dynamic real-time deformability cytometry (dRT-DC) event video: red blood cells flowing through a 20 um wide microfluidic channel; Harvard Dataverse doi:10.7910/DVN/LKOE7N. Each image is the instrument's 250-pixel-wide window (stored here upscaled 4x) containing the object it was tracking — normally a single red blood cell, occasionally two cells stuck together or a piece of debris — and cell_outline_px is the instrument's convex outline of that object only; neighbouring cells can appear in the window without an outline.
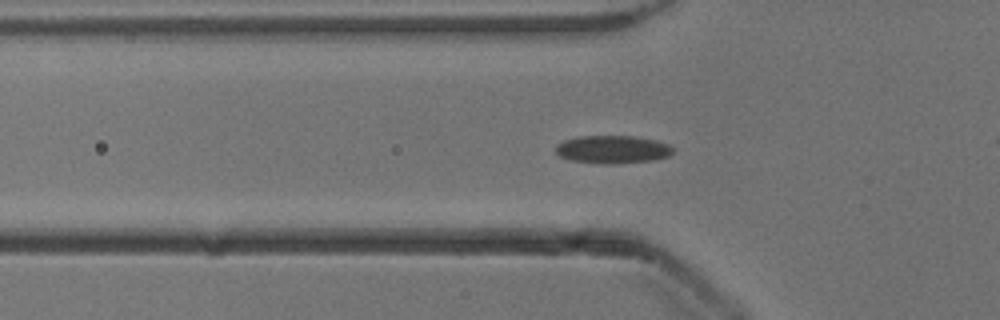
{"species": "common noctule bat (a hibernating species)", "species_latin": "Nyctalus noctula", "temperature_condition": "cold", "stored_images_in_passage": 42, "camera_frame_rate_fps": 3000, "um_per_image_px": 0.085, "animal": {"sex": "male", "body_mass_g": 13.3}, "frame": {"image": 1, "passage_image": 5, "time_ms": 1.333, "image_size_px": [1000, 320], "cell_outline_px": [[672, 152], [668, 156], [652, 160], [612, 164], [600, 164], [572, 160], [560, 156], [556, 152], [556, 144], [564, 140], [580, 136], [632, 136], [656, 140], [668, 144], [672, 148]], "centroid_in_image_um": [52.04, 12.7], "position_along_channel_um": 73.8, "area_um2": 18.96}}
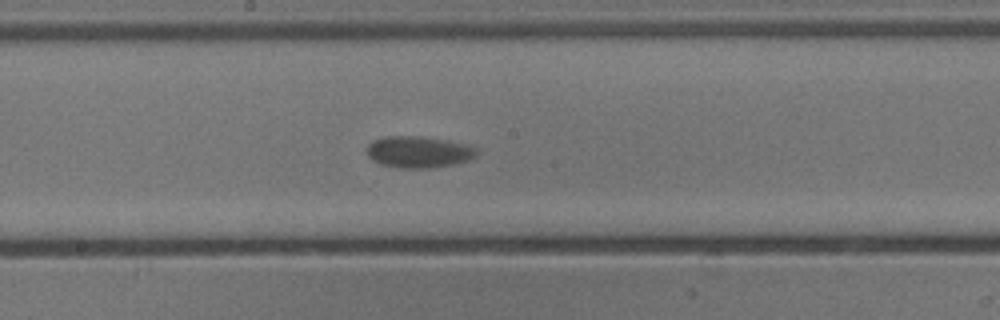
{"frame": {"image": 2, "passage_image": 16, "time_ms": 5.0, "image_size_px": [1000, 320], "cell_outline_px": [[480, 152], [476, 156], [468, 160], [452, 164], [432, 168], [396, 168], [380, 164], [372, 160], [368, 156], [368, 144], [372, 140], [384, 136], [420, 136], [448, 140], [464, 144], [476, 148]], "centroid_in_image_um": [35.57, 12.91], "position_along_channel_um": 212.6, "area_um2": 20.35}}
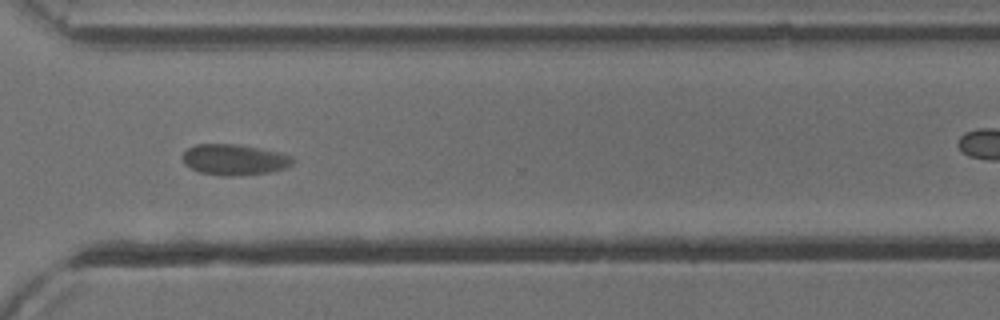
{"frame": {"image": 3, "passage_image": 27, "time_ms": 8.667, "image_size_px": [1000, 320], "cell_outline_px": [[296, 160], [292, 164], [284, 168], [268, 172], [232, 176], [224, 176], [200, 172], [184, 164], [184, 152], [188, 148], [196, 144], [236, 144], [276, 152], [292, 156]], "centroid_in_image_um": [19.91, 13.57], "position_along_channel_um": 350.7, "area_um2": 19.42}, "authors_computed_cell_mechanics": {"area_um2": 19.4497, "velocity_mm_per_s": 3.7695, "shape_relaxation_time_tau1_ms": 2.2711, "shape_relaxation_time_tau2_ms": null, "deformation_change_tau1": 0.0448, "deformation_change_tau2": null}}